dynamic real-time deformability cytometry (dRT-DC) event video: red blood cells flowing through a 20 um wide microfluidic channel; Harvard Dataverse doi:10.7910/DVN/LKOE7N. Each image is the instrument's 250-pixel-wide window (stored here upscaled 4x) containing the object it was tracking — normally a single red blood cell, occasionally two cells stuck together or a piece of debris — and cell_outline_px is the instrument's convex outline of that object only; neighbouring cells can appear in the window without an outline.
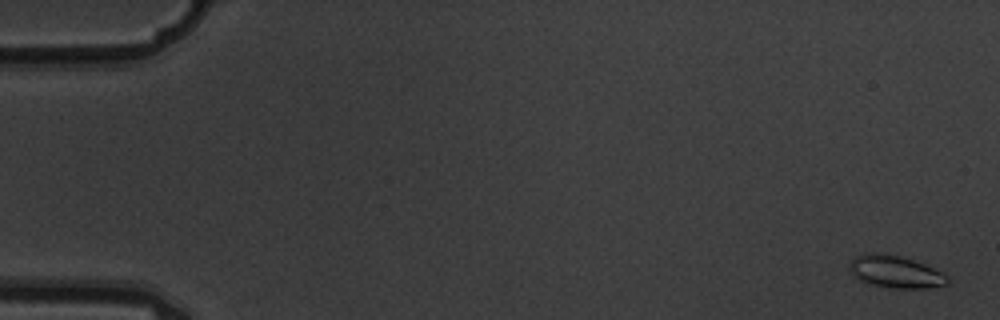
{"species": "common noctule bat (a hibernating species)", "species_latin": "Nyctalus noctula", "temperature_condition": "warm", "stored_images_in_passage": 5, "camera_frame_rate_fps": 3000, "um_per_image_px": 0.085, "animal": {"sex": "male", "body_mass_g": 19.5, "forearm_length_mm": 54.6}, "frame": {"image": 1, "passage_image": 1, "time_ms": 0.0, "image_size_px": [1000, 320], "cell_outline_px": [[948, 284], [924, 288], [896, 288], [876, 284], [860, 280], [848, 268], [848, 264], [856, 256], [864, 252], [888, 252], [924, 264], [948, 276]], "centroid_in_image_um": [76.08, 23.06], "position_along_channel_um": 8.9, "area_um2": 18.21}}
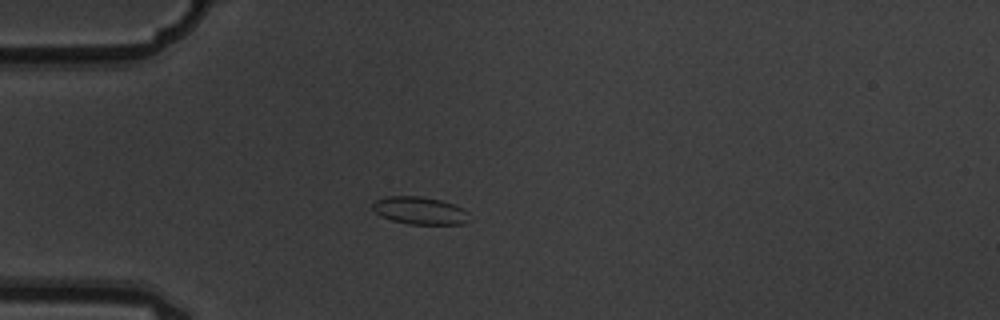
{"frame": {"image": 2, "passage_image": 5, "time_ms": 1.333, "image_size_px": [1000, 320], "cell_outline_px": [[472, 220], [464, 224], [408, 224], [392, 220], [380, 216], [372, 208], [372, 204], [376, 200], [388, 196], [424, 196], [440, 200], [464, 208], [468, 212]], "centroid_in_image_um": [35.73, 17.9], "position_along_channel_um": 49.3, "area_um2": 15.72}}